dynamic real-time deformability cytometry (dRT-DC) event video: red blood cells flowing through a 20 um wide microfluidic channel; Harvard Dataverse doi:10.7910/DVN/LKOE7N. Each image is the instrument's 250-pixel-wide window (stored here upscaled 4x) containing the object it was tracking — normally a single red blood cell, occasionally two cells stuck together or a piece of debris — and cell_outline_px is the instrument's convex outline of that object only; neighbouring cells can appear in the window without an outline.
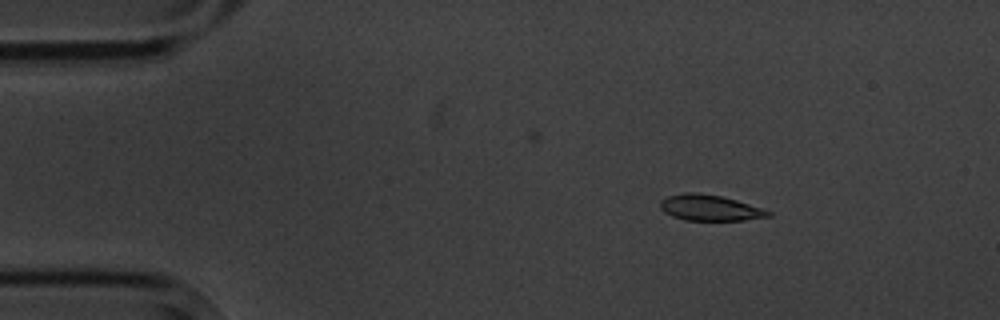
{"species": "common noctule bat (a hibernating species)", "species_latin": "Nyctalus noctula", "temperature_condition": "cold", "stored_images_in_passage": 3, "camera_frame_rate_fps": 3000, "um_per_image_px": 0.085, "animal": {"sex": "male", "body_mass_g": 20.1, "forearm_length_mm": 53.5}, "frame": {"image": 1, "passage_image": 1, "time_ms": 0.0, "image_size_px": [1000, 320], "cell_outline_px": [[772, 216], [744, 220], [684, 220], [672, 216], [664, 212], [660, 208], [660, 200], [668, 196], [684, 192], [696, 192], [720, 196], [736, 200], [772, 212]], "centroid_in_image_um": [60.3, 17.66], "position_along_channel_um": 24.7, "area_um2": 16.18}}